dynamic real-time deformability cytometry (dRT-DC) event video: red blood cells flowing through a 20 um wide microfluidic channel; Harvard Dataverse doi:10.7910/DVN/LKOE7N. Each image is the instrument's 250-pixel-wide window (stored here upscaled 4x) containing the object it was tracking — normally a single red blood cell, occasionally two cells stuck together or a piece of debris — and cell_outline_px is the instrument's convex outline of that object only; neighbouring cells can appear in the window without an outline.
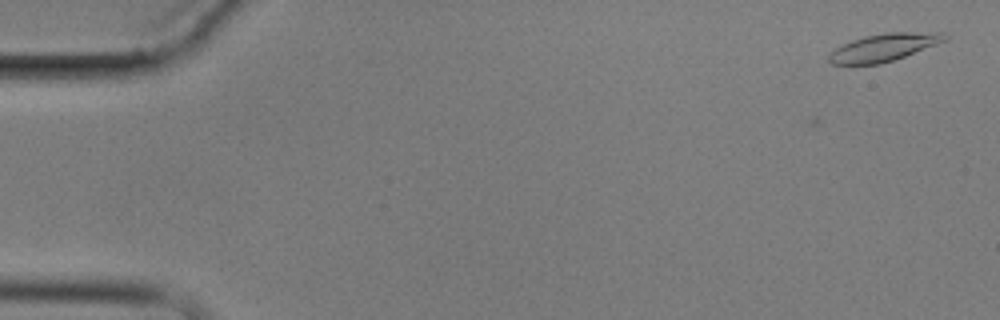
{"species": "common noctule bat (a hibernating species)", "species_latin": "Nyctalus noctula", "temperature_condition": "cold", "stored_images_in_passage": 10, "camera_frame_rate_fps": 3000, "um_per_image_px": 0.085, "animal": {"sex": "male", "body_mass_g": 17.9}, "frame": {"image": 1, "passage_image": 1, "time_ms": 0.0, "image_size_px": [1000, 320], "cell_outline_px": [[948, 40], [904, 56], [880, 64], [832, 64], [828, 60], [828, 56], [836, 48], [852, 40], [864, 36], [888, 32], [944, 32], [948, 36]], "centroid_in_image_um": [75.16, 4.01], "position_along_channel_um": 9.8, "area_um2": 18.44}}
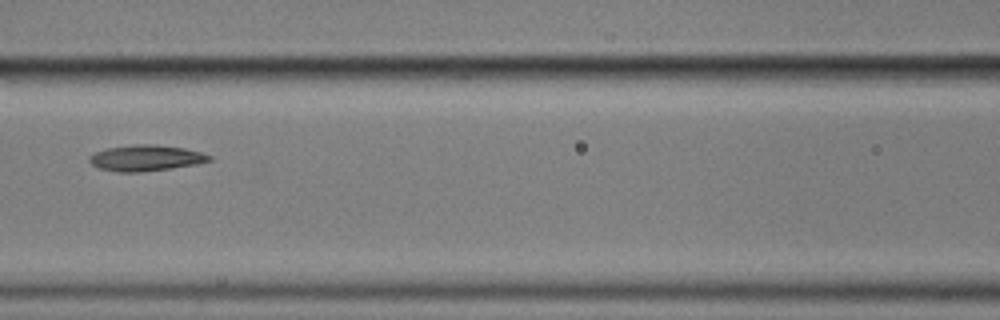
{"frame": {"image": 2, "passage_image": 7, "time_ms": 8.0, "image_size_px": [1000, 320], "cell_outline_px": [[212, 160], [196, 164], [140, 172], [120, 172], [100, 168], [92, 164], [88, 160], [88, 156], [96, 152], [108, 148], [136, 144], [156, 144], [184, 148], [200, 152], [212, 156]], "centroid_in_image_um": [12.39, 13.42], "position_along_channel_um": 154.2, "area_um2": 17.92}}
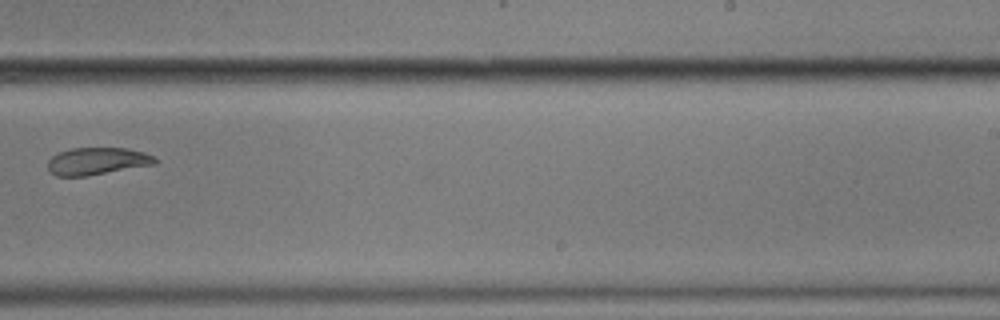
{"frame": {"image": 3, "passage_image": 10, "time_ms": 11.667, "image_size_px": [1000, 320], "cell_outline_px": [[156, 164], [88, 176], [56, 176], [48, 168], [48, 160], [52, 156], [60, 152], [72, 148], [124, 148], [144, 152], [152, 156], [156, 160]], "centroid_in_image_um": [8.25, 13.7], "position_along_channel_um": 280.8, "area_um2": 16.94}}